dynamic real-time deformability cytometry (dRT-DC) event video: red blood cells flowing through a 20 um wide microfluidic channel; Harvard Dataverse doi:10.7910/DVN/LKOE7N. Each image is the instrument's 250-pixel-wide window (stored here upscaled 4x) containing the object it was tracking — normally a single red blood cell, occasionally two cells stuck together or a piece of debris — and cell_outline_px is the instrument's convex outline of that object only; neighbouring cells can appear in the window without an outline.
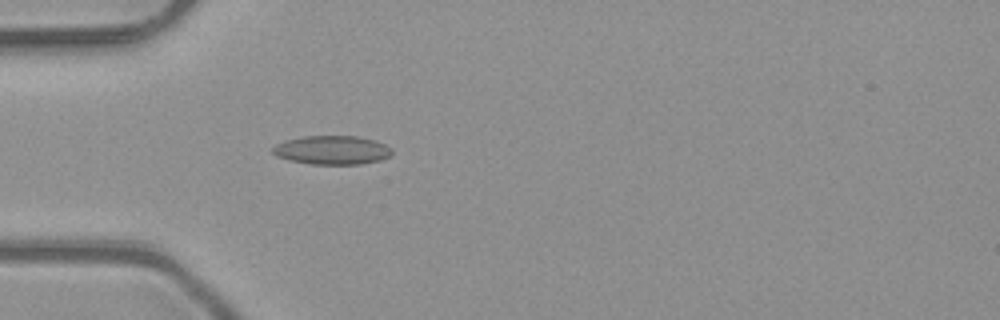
{"species": "common noctule bat (a hibernating species)", "species_latin": "Nyctalus noctula", "temperature_condition": "room temperature", "stored_images_in_passage": 31, "camera_frame_rate_fps": 3000, "um_per_image_px": 0.085, "animal": {"sex": "male", "body_mass_g": 23.1, "forearm_length_mm": 52.7}, "frame": {"image": 1, "passage_image": 2, "time_ms": 0.333, "image_size_px": [1000, 320], "cell_outline_px": [[392, 156], [380, 160], [360, 164], [312, 164], [288, 160], [276, 156], [272, 152], [272, 148], [276, 144], [284, 140], [304, 136], [356, 136], [372, 140], [384, 144], [392, 148]], "centroid_in_image_um": [28.21, 12.76], "position_along_channel_um": 56.8, "area_um2": 20.06}}
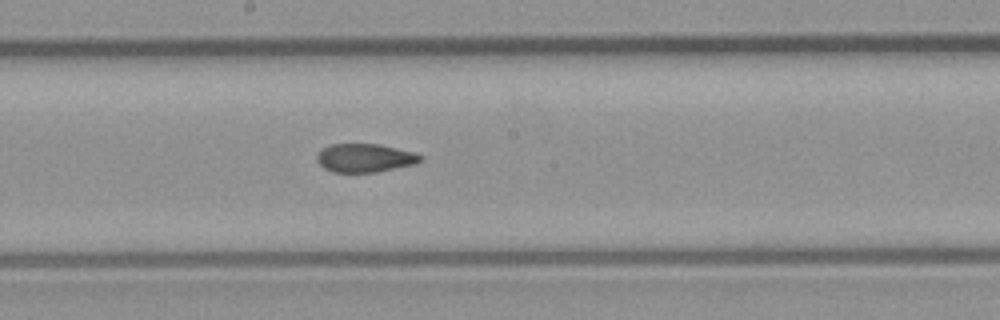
{"frame": {"image": 2, "passage_image": 14, "time_ms": 4.333, "image_size_px": [1000, 320], "cell_outline_px": [[424, 156], [416, 164], [376, 172], [332, 172], [324, 168], [316, 160], [316, 156], [320, 148], [332, 144], [376, 144], [412, 152]], "centroid_in_image_um": [30.97, 13.43], "position_along_channel_um": 217.2, "area_um2": 17.11}}
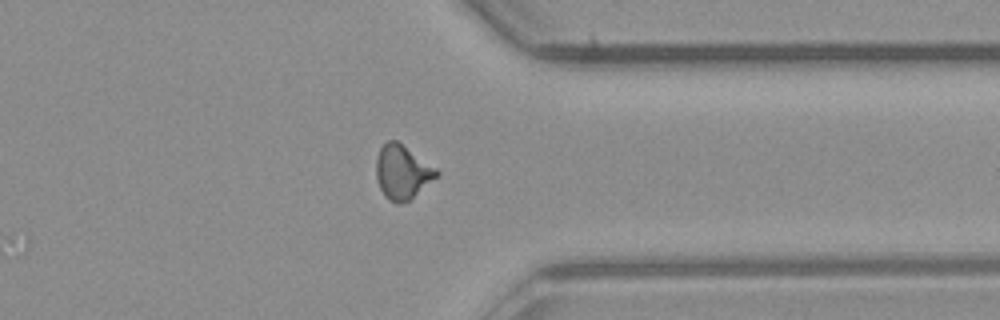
{"frame": {"image": 3, "passage_image": 26, "time_ms": 8.333, "image_size_px": [1000, 320], "cell_outline_px": [[440, 176], [408, 200], [400, 204], [396, 204], [388, 200], [384, 196], [380, 188], [376, 176], [376, 156], [380, 148], [388, 140], [396, 140], [436, 168], [440, 172]], "centroid_in_image_um": [34.19, 14.64], "position_along_channel_um": 377.2, "area_um2": 19.02}, "authors_computed_cell_mechanics": {"area_um2": 18.0336, "velocity_mm_per_s": 4.122, "shape_relaxation_time_tau1_ms": null, "shape_relaxation_time_tau2_ms": 2.0759, "deformation_change_tau1": null, "deformation_change_tau2": 0.0877}}